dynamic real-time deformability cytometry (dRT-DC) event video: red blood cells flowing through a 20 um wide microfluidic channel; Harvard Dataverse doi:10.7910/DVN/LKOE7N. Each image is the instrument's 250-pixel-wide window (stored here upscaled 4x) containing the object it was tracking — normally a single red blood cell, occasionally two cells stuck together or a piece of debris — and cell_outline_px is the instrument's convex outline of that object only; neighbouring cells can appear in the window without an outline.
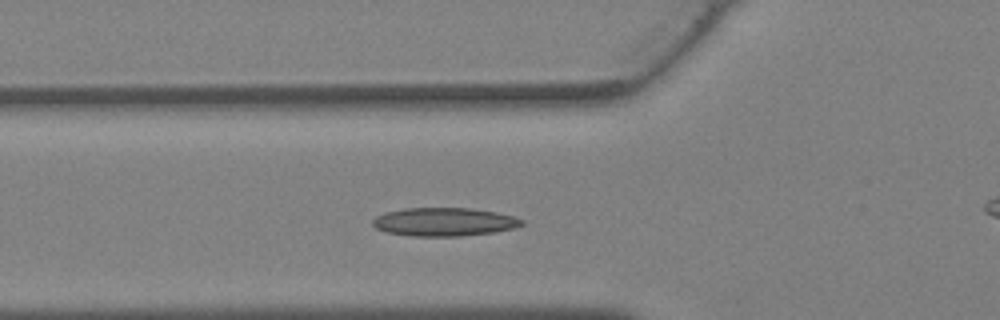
{"species": "Egyptian fruit bat (a non-hibernating species)", "species_latin": "Rousettus aegyptiacus", "temperature_condition": "warm", "stored_images_in_passage": 36, "camera_frame_rate_fps": 3000, "um_per_image_px": 0.085, "animal": {"sex": "female"}, "frame": {"image": 1, "passage_image": 10, "time_ms": 3.0, "image_size_px": [1000, 320], "cell_outline_px": [[524, 224], [512, 228], [496, 232], [460, 236], [412, 236], [384, 232], [376, 228], [372, 224], [372, 220], [376, 216], [384, 212], [404, 208], [472, 208], [496, 212], [512, 216], [524, 220]], "centroid_in_image_um": [37.72, 18.86], "position_along_channel_um": 88.1, "area_um2": 24.8}}
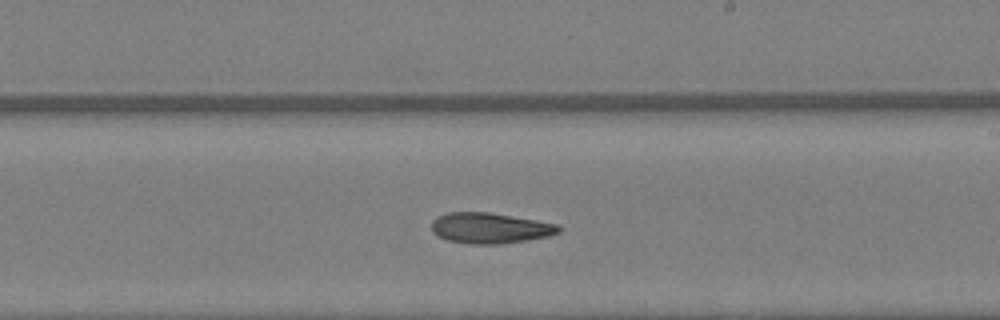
{"frame": {"image": 2, "passage_image": 19, "time_ms": 6.0, "image_size_px": [1000, 320], "cell_outline_px": [[560, 232], [548, 236], [528, 240], [500, 244], [472, 244], [448, 240], [436, 236], [432, 232], [432, 220], [436, 216], [448, 212], [488, 212], [536, 220], [556, 224], [560, 228]], "centroid_in_image_um": [41.61, 19.38], "position_along_channel_um": 247.4, "area_um2": 22.72}}
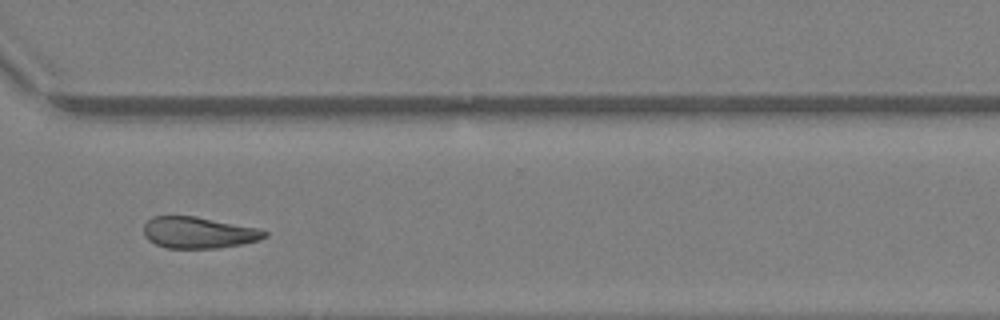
{"frame": {"image": 3, "passage_image": 25, "time_ms": 8.0, "image_size_px": [1000, 320], "cell_outline_px": [[268, 236], [256, 240], [240, 244], [216, 248], [168, 248], [156, 244], [148, 240], [144, 236], [144, 224], [152, 216], [196, 216], [260, 228], [268, 232]], "centroid_in_image_um": [16.87, 19.76], "position_along_channel_um": 353.7, "area_um2": 22.14}}